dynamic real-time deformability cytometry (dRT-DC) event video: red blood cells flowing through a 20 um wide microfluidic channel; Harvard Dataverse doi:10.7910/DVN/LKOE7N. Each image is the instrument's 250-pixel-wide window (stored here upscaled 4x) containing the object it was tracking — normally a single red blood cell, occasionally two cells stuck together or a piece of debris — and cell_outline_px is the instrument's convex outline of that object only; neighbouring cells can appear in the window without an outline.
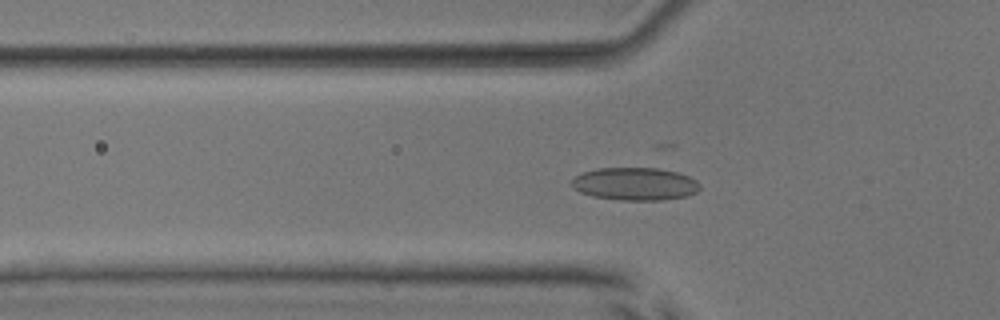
{"species": "common noctule bat (a hibernating species)", "species_latin": "Nyctalus noctula", "temperature_condition": "room temperature", "stored_images_in_passage": 53, "camera_frame_rate_fps": 3000, "um_per_image_px": 0.085, "animal": {"sex": "male", "body_mass_g": 17.9, "forearm_length_mm": 54.2}, "frame": {"image": 1, "passage_image": 18, "time_ms": 5.667, "image_size_px": [1000, 320], "cell_outline_px": [[700, 188], [696, 192], [688, 196], [660, 200], [620, 200], [592, 196], [580, 192], [572, 184], [572, 180], [576, 176], [584, 172], [596, 168], [656, 168], [676, 172], [688, 176], [696, 180], [700, 184]], "centroid_in_image_um": [54.0, 15.63], "position_along_channel_um": 71.8, "area_um2": 24.33}}
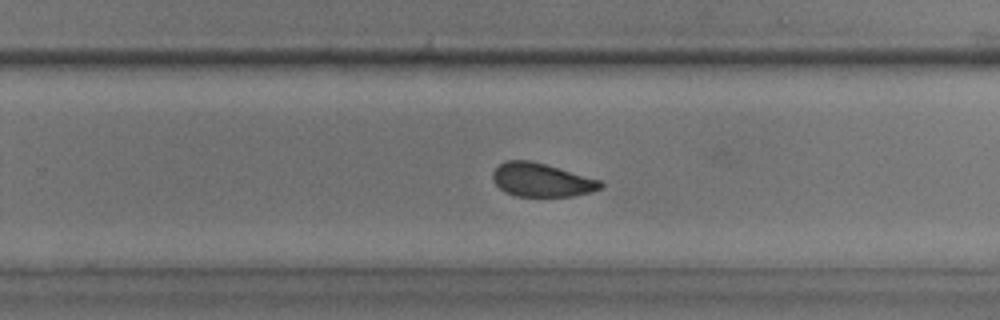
{"frame": {"image": 2, "passage_image": 34, "time_ms": 11.0, "image_size_px": [1000, 320], "cell_outline_px": [[604, 184], [600, 188], [592, 192], [572, 196], [516, 196], [504, 192], [496, 184], [492, 176], [492, 172], [500, 164], [508, 160], [528, 160], [544, 164], [600, 180]], "centroid_in_image_um": [46.02, 15.31], "position_along_channel_um": 283.8, "area_um2": 20.81}}
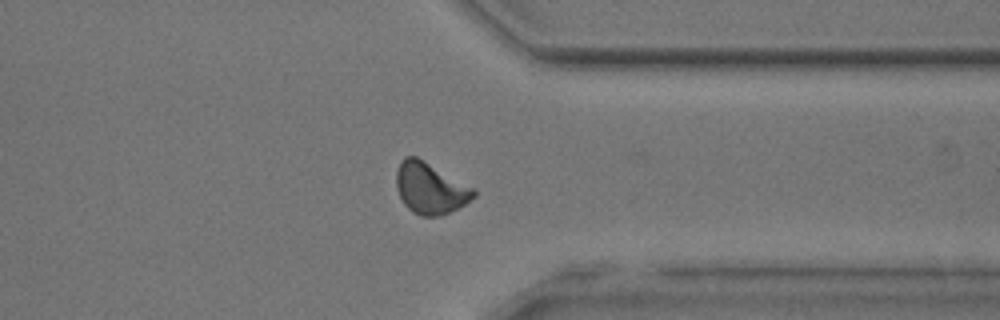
{"frame": {"image": 3, "passage_image": 41, "time_ms": 13.333, "image_size_px": [1000, 320], "cell_outline_px": [[476, 196], [464, 204], [440, 216], [420, 216], [412, 212], [404, 204], [400, 196], [396, 184], [396, 172], [400, 160], [404, 156], [416, 156], [476, 188]], "centroid_in_image_um": [36.57, 15.98], "position_along_channel_um": 374.8, "area_um2": 23.18}, "authors_computed_cell_mechanics": {"area_um2": 22.4842, "velocity_mm_per_s": 3.9882, "shape_relaxation_time_tau1_ms": 2.3505, "shape_relaxation_time_tau2_ms": 1.2202, "deformation_change_tau1": 0.0982, "deformation_change_tau2": 0.0725}}